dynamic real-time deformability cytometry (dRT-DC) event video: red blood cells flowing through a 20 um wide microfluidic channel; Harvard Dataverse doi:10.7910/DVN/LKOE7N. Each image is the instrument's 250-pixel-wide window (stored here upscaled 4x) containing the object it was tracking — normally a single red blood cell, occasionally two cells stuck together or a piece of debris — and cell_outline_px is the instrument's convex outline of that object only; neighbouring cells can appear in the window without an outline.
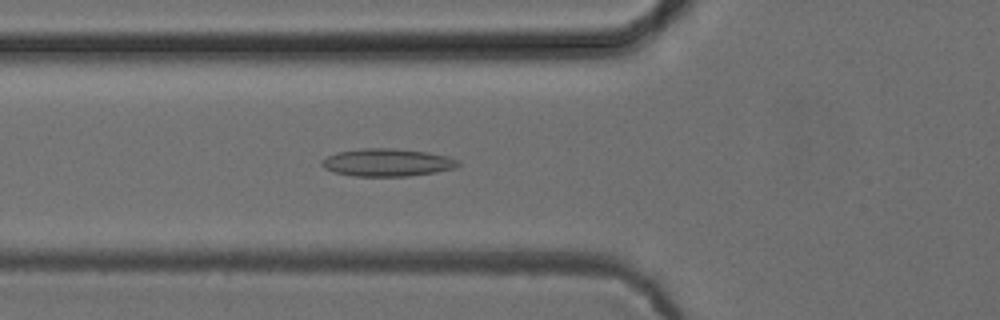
{"species": "common noctule bat (a hibernating species)", "species_latin": "Nyctalus noctula", "temperature_condition": "cold", "stored_images_in_passage": 51, "camera_frame_rate_fps": 3000, "um_per_image_px": 0.085, "animal": {"sex": "female", "body_mass_g": 24.6, "forearm_length_mm": 56.2}, "frame": {"image": 1, "passage_image": 18, "time_ms": 5.667, "image_size_px": [1000, 320], "cell_outline_px": [[460, 164], [456, 168], [436, 172], [408, 176], [352, 176], [336, 172], [324, 168], [320, 164], [320, 160], [336, 152], [360, 148], [392, 148], [428, 152], [448, 156], [460, 160]], "centroid_in_image_um": [32.92, 13.8], "position_along_channel_um": 92.9, "area_um2": 22.2}}
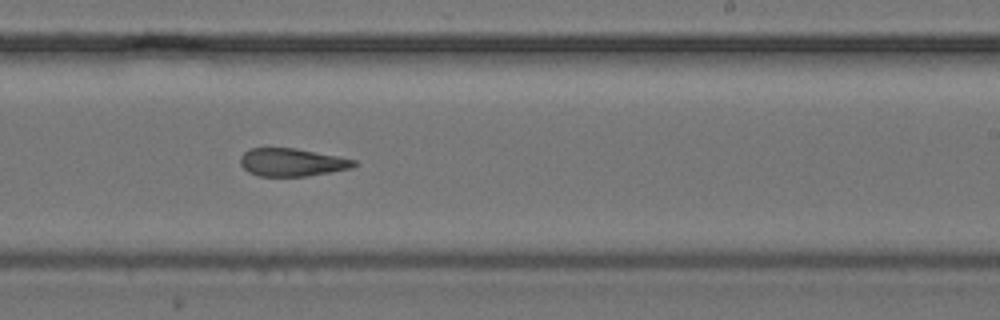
{"frame": {"image": 2, "passage_image": 31, "time_ms": 10.0, "image_size_px": [1000, 320], "cell_outline_px": [[356, 164], [352, 168], [308, 176], [260, 176], [248, 172], [240, 164], [240, 156], [244, 152], [252, 148], [296, 148], [356, 160]], "centroid_in_image_um": [24.79, 13.8], "position_along_channel_um": 264.2, "area_um2": 18.38}}
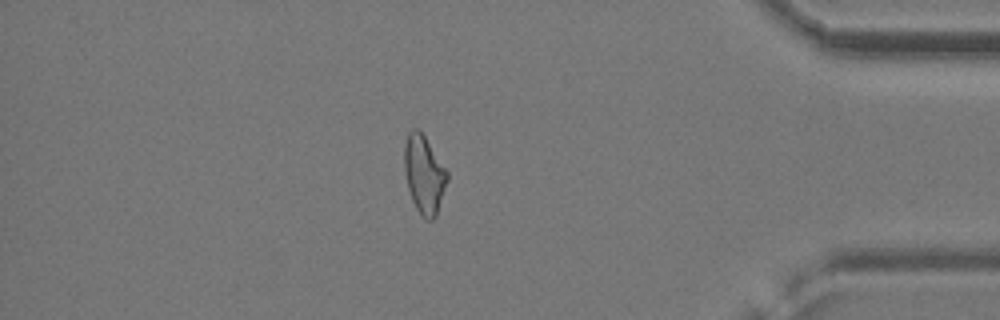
{"frame": {"image": 3, "passage_image": 44, "time_ms": 14.333, "image_size_px": [1000, 320], "cell_outline_px": [[448, 180], [436, 216], [432, 220], [428, 220], [416, 208], [412, 200], [408, 188], [404, 172], [404, 144], [408, 132], [412, 128], [420, 128], [448, 172]], "centroid_in_image_um": [36.04, 14.77], "position_along_channel_um": 399.2, "area_um2": 19.59}, "authors_computed_cell_mechanics": {"area_um2": 19.941, "velocity_mm_per_s": 3.9316, "shape_relaxation_time_tau1_ms": null, "shape_relaxation_time_tau2_ms": 3.4868, "deformation_change_tau1": null, "deformation_change_tau2": 0.1274}}